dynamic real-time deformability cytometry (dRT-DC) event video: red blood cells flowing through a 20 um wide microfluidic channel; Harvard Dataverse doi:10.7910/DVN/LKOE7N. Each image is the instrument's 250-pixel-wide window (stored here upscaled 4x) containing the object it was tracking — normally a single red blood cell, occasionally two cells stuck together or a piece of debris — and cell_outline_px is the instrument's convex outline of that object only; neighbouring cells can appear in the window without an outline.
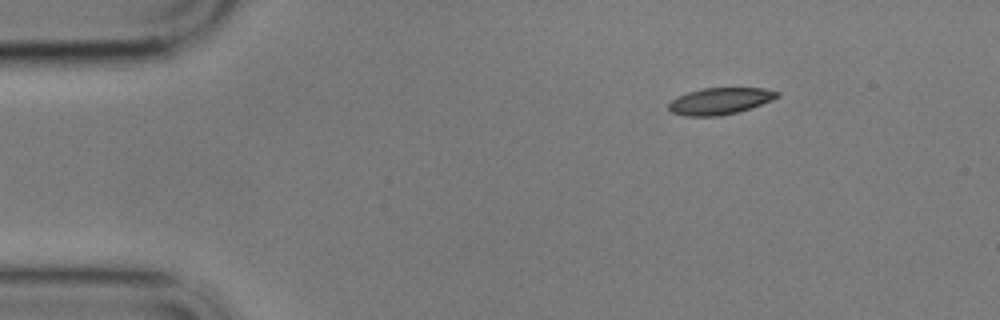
{"species": "common noctule bat (a hibernating species)", "species_latin": "Nyctalus noctula", "temperature_condition": "cold", "stored_images_in_passage": 3, "camera_frame_rate_fps": 3000, "um_per_image_px": 0.085, "animal": {"sex": "male", "body_mass_g": 17.9}, "frame": {"image": 1, "passage_image": 1, "time_ms": 0.0, "image_size_px": [1000, 320], "cell_outline_px": [[780, 96], [772, 100], [752, 108], [720, 116], [684, 116], [672, 112], [668, 108], [668, 104], [676, 96], [688, 92], [704, 88], [764, 88], [780, 92]], "centroid_in_image_um": [61.21, 8.59], "position_along_channel_um": 23.8, "area_um2": 16.94}}